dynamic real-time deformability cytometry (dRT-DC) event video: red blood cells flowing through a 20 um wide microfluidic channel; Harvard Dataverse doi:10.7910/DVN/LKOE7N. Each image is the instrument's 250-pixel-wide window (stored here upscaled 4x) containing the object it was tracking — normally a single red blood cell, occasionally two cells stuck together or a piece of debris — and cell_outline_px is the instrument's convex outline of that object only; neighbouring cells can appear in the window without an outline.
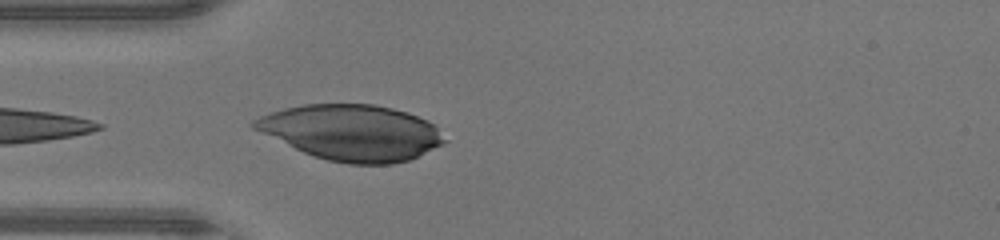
{"species": "human", "species_latin": "Homo sapiens", "temperature_condition": "warm", "stored_images_in_passage": 21, "camera_frame_rate_fps": 3000, "um_per_image_px": 0.085, "donor": {"sex": "male"}, "frame": {"image": 1, "passage_image": 1, "time_ms": 0.0, "image_size_px": [1000, 240], "cell_outline_px": [[448, 140], [408, 160], [392, 164], [348, 164], [328, 160], [304, 152], [252, 128], [248, 124], [252, 120], [260, 116], [284, 108], [304, 104], [376, 104], [408, 112], [428, 120]], "centroid_in_image_um": [29.87, 11.25], "position_along_channel_um": 55.1, "area_um2": 61.21}}
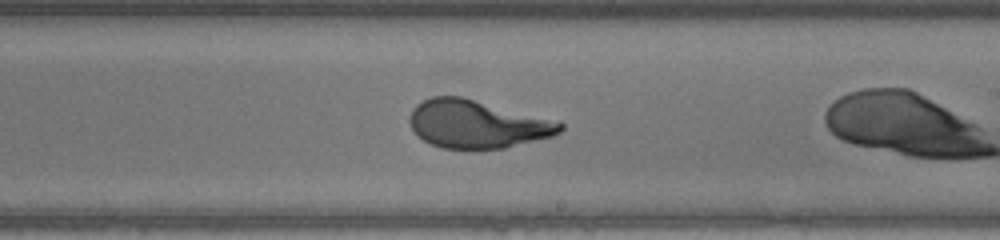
{"frame": {"image": 2, "passage_image": 12, "time_ms": 3.667, "image_size_px": [1000, 240], "cell_outline_px": [[564, 128], [560, 132], [552, 136], [504, 148], [444, 148], [432, 144], [424, 140], [412, 128], [408, 120], [408, 116], [412, 108], [416, 104], [432, 96], [460, 96], [560, 120], [564, 124]], "centroid_in_image_um": [40.59, 10.52], "position_along_channel_um": 248.4, "area_um2": 42.14}}